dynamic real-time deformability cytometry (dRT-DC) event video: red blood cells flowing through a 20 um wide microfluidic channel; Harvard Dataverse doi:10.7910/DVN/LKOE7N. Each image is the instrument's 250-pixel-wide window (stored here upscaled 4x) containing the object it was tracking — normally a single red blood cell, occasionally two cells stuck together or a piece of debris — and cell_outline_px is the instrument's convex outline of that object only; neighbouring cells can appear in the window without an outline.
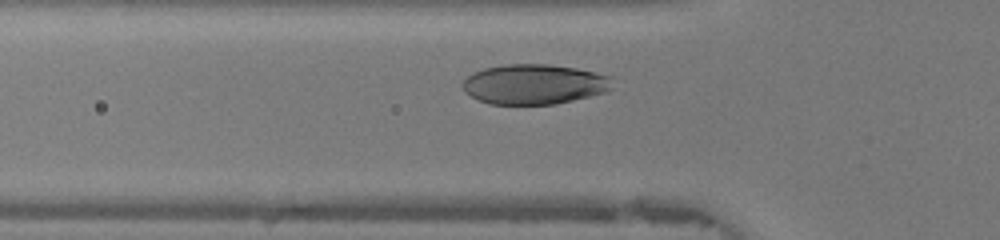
{"species": "human", "species_latin": "Homo sapiens", "temperature_condition": "warm", "stored_images_in_passage": 29, "camera_frame_rate_fps": 3000, "um_per_image_px": 0.085, "donor": {"sex": "female"}, "frame": {"image": 1, "passage_image": 7, "time_ms": 2.0, "image_size_px": [1000, 240], "cell_outline_px": [[612, 88], [604, 92], [556, 104], [488, 104], [464, 92], [460, 84], [472, 72], [484, 68], [504, 64], [548, 64], [576, 68], [612, 76]], "centroid_in_image_um": [45.38, 7.15], "position_along_channel_um": 80.4, "area_um2": 35.03}}
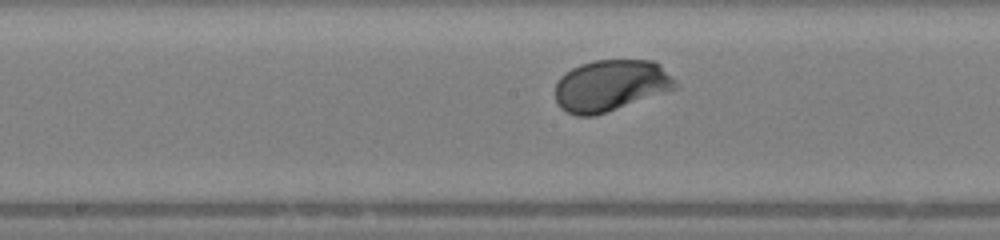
{"frame": {"image": 2, "passage_image": 15, "time_ms": 4.667, "image_size_px": [1000, 240], "cell_outline_px": [[680, 88], [592, 116], [576, 116], [560, 108], [556, 100], [556, 84], [560, 76], [564, 72], [580, 64], [596, 60], [652, 60], [660, 64], [676, 80]], "centroid_in_image_um": [51.93, 7.26], "position_along_channel_um": 196.3, "area_um2": 36.13}}
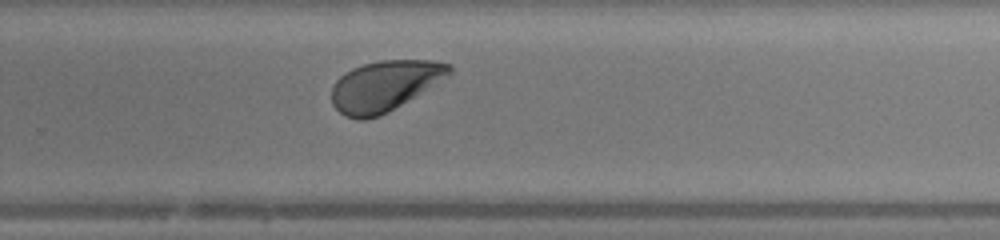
{"frame": {"image": 3, "passage_image": 22, "time_ms": 7.0, "image_size_px": [1000, 240], "cell_outline_px": [[452, 72], [388, 112], [380, 116], [364, 120], [356, 120], [344, 116], [332, 104], [332, 84], [340, 76], [352, 68], [364, 64], [380, 60], [432, 60], [448, 64], [452, 68]], "centroid_in_image_um": [32.61, 7.3], "position_along_channel_um": 297.2, "area_um2": 34.1}, "authors_computed_cell_mechanics": {"area_um2": 34.969, "velocity_mm_per_s": 4.3339, "shape_relaxation_time_tau1_ms": 1.2436, "shape_relaxation_time_tau2_ms": null, "deformation_change_tau1": 0.1278, "deformation_change_tau2": null}}